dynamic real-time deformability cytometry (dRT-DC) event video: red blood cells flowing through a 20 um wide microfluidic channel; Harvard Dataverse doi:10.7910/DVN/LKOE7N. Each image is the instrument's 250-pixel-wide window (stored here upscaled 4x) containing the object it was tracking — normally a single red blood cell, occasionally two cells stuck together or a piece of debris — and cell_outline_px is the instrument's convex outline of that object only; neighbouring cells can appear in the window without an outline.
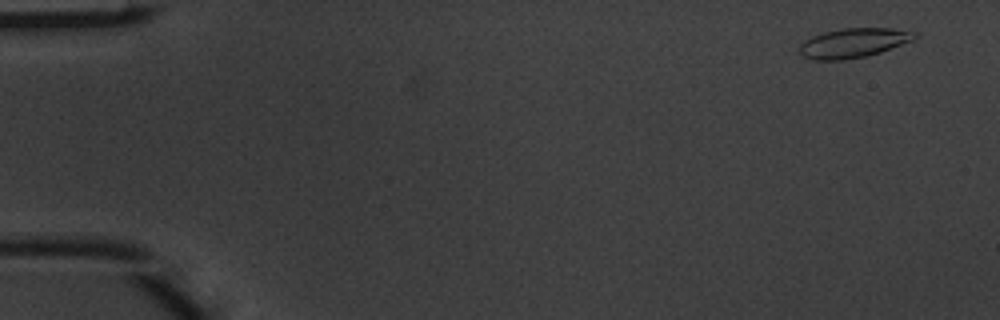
{"species": "common noctule bat (a hibernating species)", "species_latin": "Nyctalus noctula", "temperature_condition": "warm", "stored_images_in_passage": 4, "camera_frame_rate_fps": 3000, "um_per_image_px": 0.085, "animal": {"sex": "male", "body_mass_g": 20.1, "forearm_length_mm": 53.5}, "frame": {"image": 1, "passage_image": 1, "time_ms": 0.0, "image_size_px": [1000, 320], "cell_outline_px": [[916, 36], [912, 40], [880, 52], [864, 56], [844, 60], [812, 60], [804, 56], [800, 52], [800, 44], [804, 40], [812, 36], [824, 32], [840, 28], [888, 28], [916, 32]], "centroid_in_image_um": [72.49, 3.64], "position_along_channel_um": 12.5, "area_um2": 19.54}}